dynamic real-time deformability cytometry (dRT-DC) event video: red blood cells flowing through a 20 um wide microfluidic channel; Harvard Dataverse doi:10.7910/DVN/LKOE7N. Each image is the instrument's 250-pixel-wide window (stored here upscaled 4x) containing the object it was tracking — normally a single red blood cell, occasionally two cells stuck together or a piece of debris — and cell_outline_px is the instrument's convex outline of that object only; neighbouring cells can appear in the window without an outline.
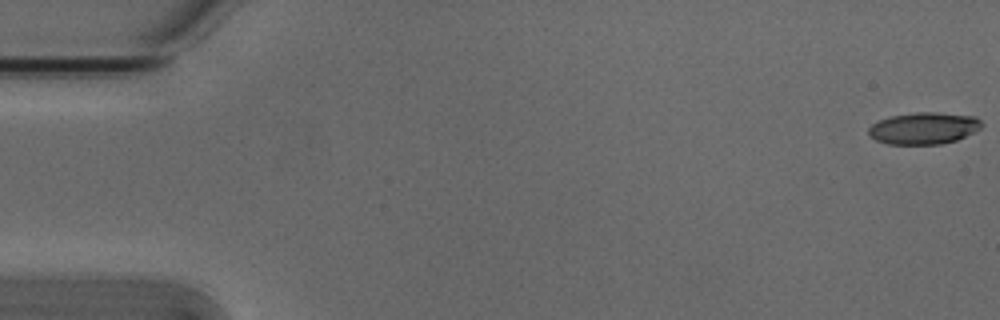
{"species": "Egyptian fruit bat (a non-hibernating species)", "species_latin": "Rousettus aegyptiacus", "temperature_condition": "cold", "stored_images_in_passage": 5, "camera_frame_rate_fps": 3000, "um_per_image_px": 0.085, "animal": {"sex": "male"}, "frame": {"image": 1, "passage_image": 1, "time_ms": 0.0, "image_size_px": [1000, 320], "cell_outline_px": [[984, 124], [980, 128], [956, 140], [940, 144], [888, 144], [876, 140], [868, 132], [868, 128], [872, 124], [880, 120], [892, 116], [916, 112], [936, 112], [976, 116]], "centroid_in_image_um": [78.53, 10.89], "position_along_channel_um": 6.5, "area_um2": 20.81}}
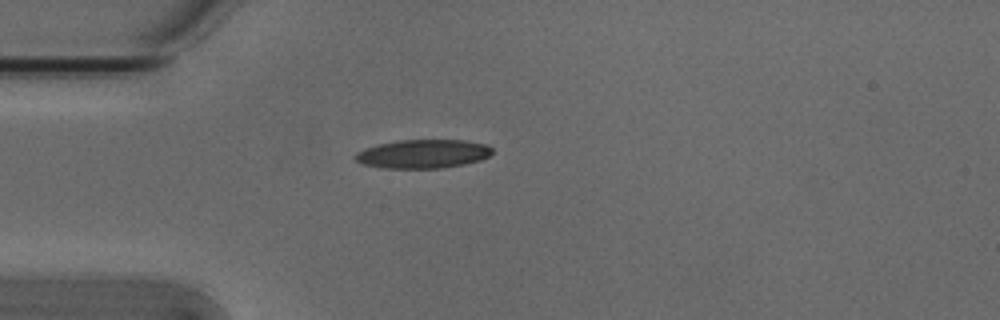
{"frame": {"image": 2, "passage_image": 5, "time_ms": 1.333, "image_size_px": [1000, 320], "cell_outline_px": [[492, 152], [488, 156], [480, 160], [464, 164], [444, 168], [380, 168], [364, 164], [356, 160], [352, 156], [356, 152], [364, 148], [396, 140], [464, 140], [488, 144], [492, 148]], "centroid_in_image_um": [35.94, 13.08], "position_along_channel_um": 49.1, "area_um2": 23.06}}